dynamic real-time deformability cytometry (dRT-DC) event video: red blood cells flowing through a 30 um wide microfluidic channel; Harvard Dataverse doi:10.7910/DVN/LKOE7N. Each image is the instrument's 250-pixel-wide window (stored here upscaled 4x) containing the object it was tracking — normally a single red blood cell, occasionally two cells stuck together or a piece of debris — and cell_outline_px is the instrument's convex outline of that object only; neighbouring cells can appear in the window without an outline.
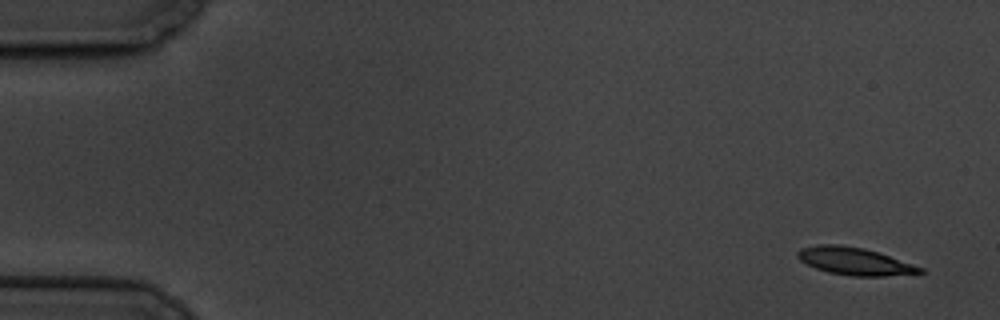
{"species": "common noctule bat (a hibernating species)", "species_latin": "Nyctalus noctula", "temperature_condition": "cold", "stored_images_in_passage": 6, "camera_frame_rate_fps": 3000, "um_per_image_px": 0.085, "animal": {"sex": "male", "body_mass_g": 19.5, "forearm_length_mm": 54.6}, "frame": {"image": 1, "passage_image": 1, "time_ms": 0.0, "image_size_px": [1000, 320], "cell_outline_px": [[924, 272], [884, 276], [852, 276], [828, 272], [816, 268], [800, 260], [796, 256], [796, 252], [800, 248], [816, 244], [840, 244], [864, 248], [924, 268]], "centroid_in_image_um": [72.57, 22.19], "position_along_channel_um": 12.4, "area_um2": 19.42}}
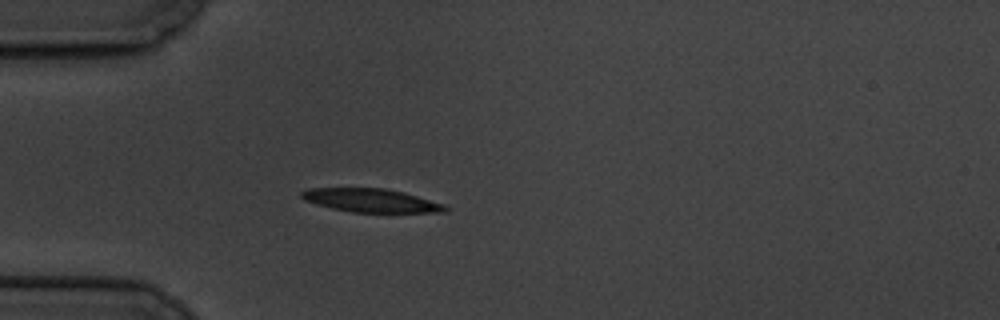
{"frame": {"image": 2, "passage_image": 5, "time_ms": 4.667, "image_size_px": [1000, 320], "cell_outline_px": [[452, 208], [444, 212], [352, 212], [332, 208], [316, 204], [304, 200], [300, 196], [300, 192], [308, 188], [384, 188], [404, 192], [444, 204]], "centroid_in_image_um": [31.54, 17.03], "position_along_channel_um": 53.5, "area_um2": 19.65}}